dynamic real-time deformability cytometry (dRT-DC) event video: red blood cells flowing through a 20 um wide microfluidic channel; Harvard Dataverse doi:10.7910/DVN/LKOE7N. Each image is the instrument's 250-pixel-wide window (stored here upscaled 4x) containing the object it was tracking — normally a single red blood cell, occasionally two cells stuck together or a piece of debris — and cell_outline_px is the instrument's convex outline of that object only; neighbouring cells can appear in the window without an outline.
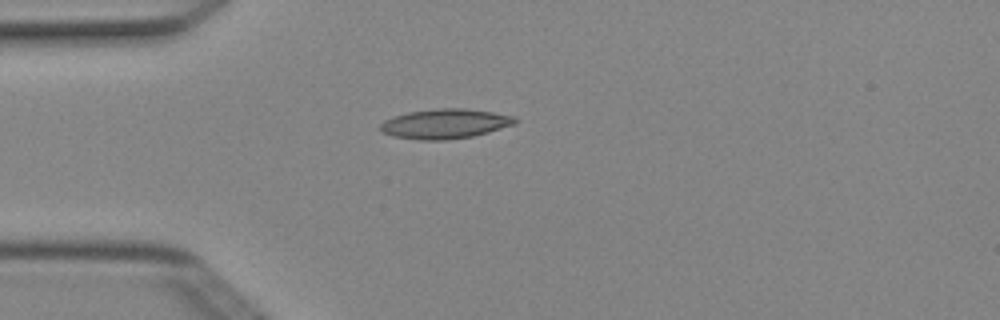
{"species": "Egyptian fruit bat (a non-hibernating species)", "species_latin": "Rousettus aegyptiacus", "temperature_condition": "cold", "stored_images_in_passage": 2, "camera_frame_rate_fps": 3000, "um_per_image_px": 0.085, "animal": {"sex": "female"}, "frame": {"image": 1, "passage_image": 1, "time_ms": 0.0, "image_size_px": [1000, 320], "cell_outline_px": [[516, 124], [488, 132], [472, 136], [444, 140], [420, 140], [392, 136], [380, 132], [380, 124], [384, 120], [392, 116], [408, 112], [436, 108], [464, 108], [492, 112], [516, 116]], "centroid_in_image_um": [37.8, 10.51], "position_along_channel_um": 47.2, "area_um2": 23.47}}